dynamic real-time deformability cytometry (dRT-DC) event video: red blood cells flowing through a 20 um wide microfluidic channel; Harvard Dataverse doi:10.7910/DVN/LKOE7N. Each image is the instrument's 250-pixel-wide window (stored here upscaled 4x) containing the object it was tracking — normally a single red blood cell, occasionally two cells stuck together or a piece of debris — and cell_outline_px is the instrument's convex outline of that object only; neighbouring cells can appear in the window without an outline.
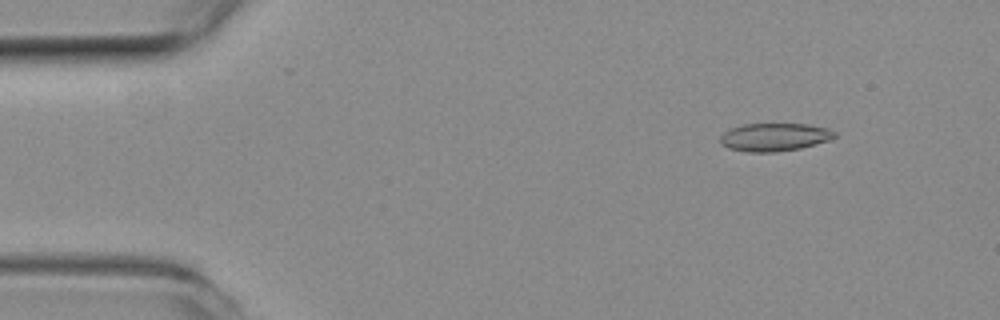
{"species": "common noctule bat (a hibernating species)", "species_latin": "Nyctalus noctula", "temperature_condition": "room temperature", "stored_images_in_passage": 54, "camera_frame_rate_fps": 3000, "um_per_image_px": 0.085, "animal": {"sex": "female", "body_mass_g": 19.3, "forearm_length_mm": 54.1}, "frame": {"image": 1, "passage_image": 6, "time_ms": 1.667, "image_size_px": [1000, 320], "cell_outline_px": [[836, 136], [828, 140], [800, 148], [776, 152], [744, 152], [728, 148], [720, 144], [720, 136], [728, 128], [744, 124], [808, 124], [828, 128], [836, 132]], "centroid_in_image_um": [65.78, 11.65], "position_along_channel_um": 19.2, "area_um2": 18.79}}
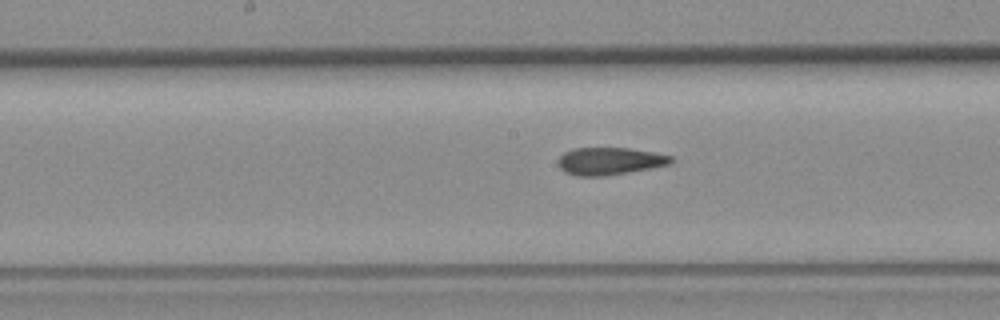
{"frame": {"image": 2, "passage_image": 27, "time_ms": 8.667, "image_size_px": [1000, 320], "cell_outline_px": [[672, 160], [668, 164], [652, 168], [604, 176], [576, 176], [564, 172], [560, 168], [556, 160], [564, 152], [572, 148], [628, 148], [652, 152], [672, 156]], "centroid_in_image_um": [51.75, 13.7], "position_along_channel_um": 196.4, "area_um2": 18.03}}
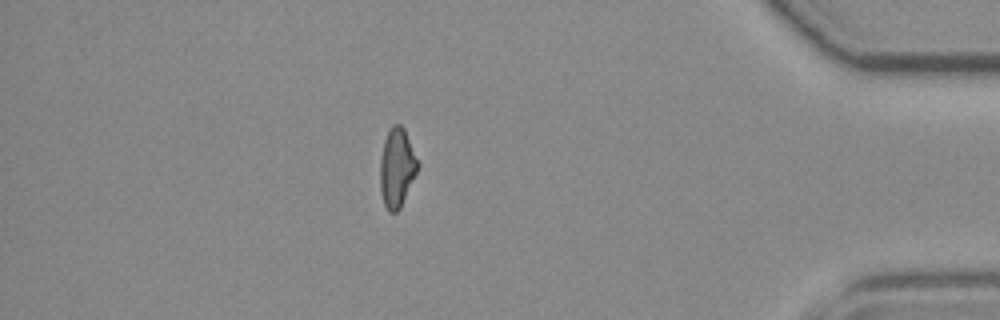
{"frame": {"image": 3, "passage_image": 47, "time_ms": 15.333, "image_size_px": [1000, 320], "cell_outline_px": [[420, 164], [400, 208], [396, 212], [388, 212], [384, 204], [380, 192], [380, 156], [384, 140], [388, 128], [392, 124], [400, 124], [404, 128]], "centroid_in_image_um": [33.72, 14.23], "position_along_channel_um": 401.5, "area_um2": 17.46}, "authors_computed_cell_mechanics": {"area_um2": 18.496, "velocity_mm_per_s": 3.7704, "shape_relaxation_time_tau1_ms": null, "shape_relaxation_time_tau2_ms": 3.2648, "deformation_change_tau1": null, "deformation_change_tau2": 0.0907}}